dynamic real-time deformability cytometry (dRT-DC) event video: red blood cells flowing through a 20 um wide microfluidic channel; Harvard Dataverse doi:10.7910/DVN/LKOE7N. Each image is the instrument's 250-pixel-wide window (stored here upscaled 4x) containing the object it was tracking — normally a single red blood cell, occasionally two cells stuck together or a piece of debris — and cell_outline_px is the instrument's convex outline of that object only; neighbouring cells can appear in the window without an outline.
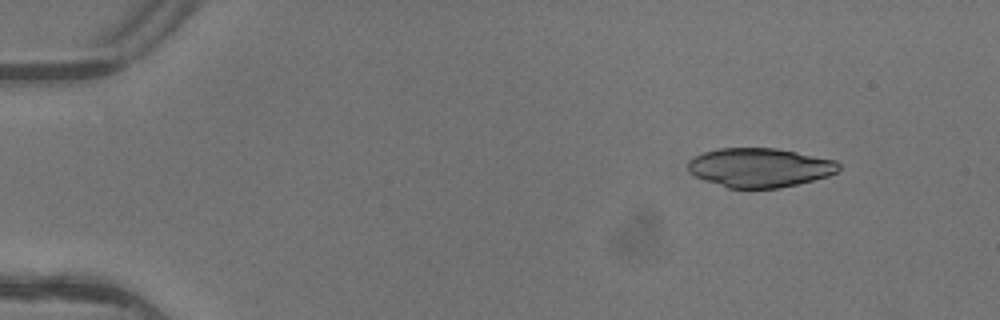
{"species": "common noctule bat (a hibernating species)", "species_latin": "Nyctalus noctula", "temperature_condition": "warm", "stored_images_in_passage": 4, "camera_frame_rate_fps": 3000, "um_per_image_px": 0.085, "animal": {"sex": "female"}, "frame": {"image": 1, "passage_image": 2, "time_ms": 0.333, "image_size_px": [1000, 320], "cell_outline_px": [[840, 168], [836, 172], [828, 176], [780, 188], [728, 188], [704, 180], [688, 172], [688, 160], [704, 152], [720, 148], [776, 148], [836, 160], [840, 164]], "centroid_in_image_um": [64.57, 14.24], "position_along_channel_um": 20.4, "area_um2": 34.28}}